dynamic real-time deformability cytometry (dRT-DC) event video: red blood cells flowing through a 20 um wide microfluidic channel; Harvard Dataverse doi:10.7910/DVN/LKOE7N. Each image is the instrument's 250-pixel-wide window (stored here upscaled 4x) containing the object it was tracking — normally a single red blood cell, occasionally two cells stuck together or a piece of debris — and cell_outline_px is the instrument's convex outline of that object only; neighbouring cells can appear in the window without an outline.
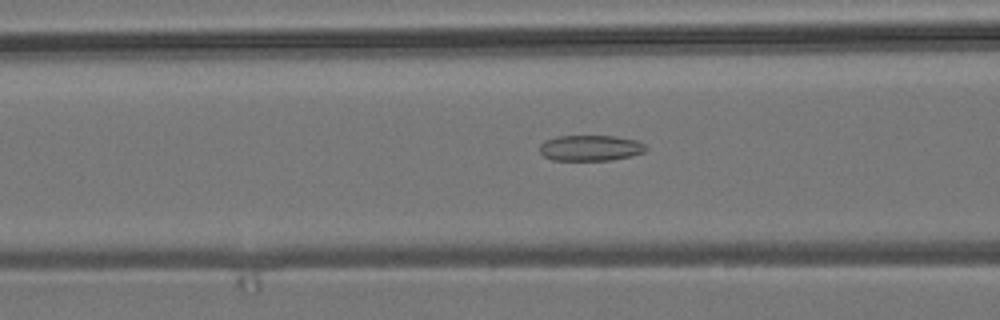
{"species": "common noctule bat (a hibernating species)", "species_latin": "Nyctalus noctula", "temperature_condition": "room temperature", "stored_images_in_passage": 42, "camera_frame_rate_fps": 3000, "um_per_image_px": 0.085, "animal": {"sex": "male", "body_mass_g": 19.2, "forearm_length_mm": 51.8}, "frame": {"image": 1, "passage_image": 10, "time_ms": 3.0, "image_size_px": [1000, 320], "cell_outline_px": [[648, 148], [644, 152], [632, 156], [612, 160], [552, 160], [544, 156], [540, 152], [540, 144], [544, 140], [556, 136], [616, 136], [636, 140], [644, 144]], "centroid_in_image_um": [50.19, 12.58], "position_along_channel_um": 116.4, "area_um2": 16.07}}
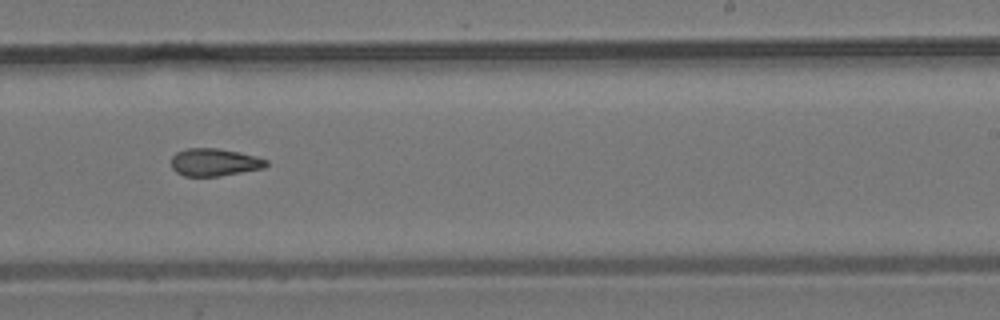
{"frame": {"image": 2, "passage_image": 22, "time_ms": 7.0, "image_size_px": [1000, 320], "cell_outline_px": [[268, 164], [264, 168], [220, 176], [184, 176], [176, 172], [172, 168], [172, 156], [176, 152], [188, 148], [216, 148], [256, 156], [268, 160]], "centroid_in_image_um": [18.22, 13.8], "position_along_channel_um": 270.8, "area_um2": 15.2}}
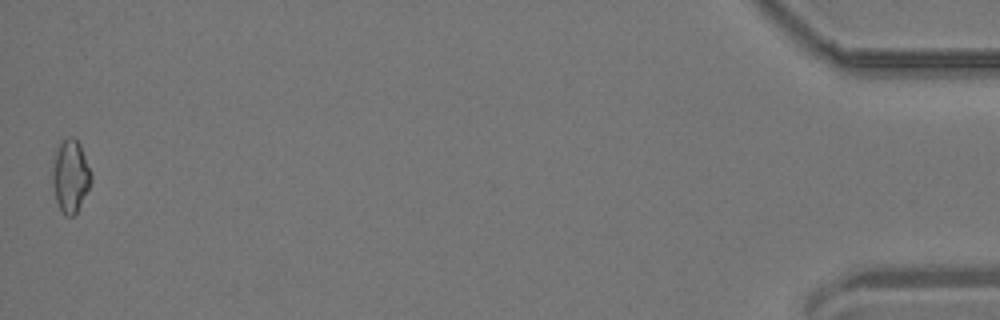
{"frame": {"image": 3, "passage_image": 42, "time_ms": 13.667, "image_size_px": [1000, 320], "cell_outline_px": [[92, 180], [76, 212], [72, 216], [64, 216], [56, 200], [52, 184], [52, 152], [60, 140], [68, 136], [72, 136], [80, 144], [92, 176]], "centroid_in_image_um": [5.93, 14.89], "position_along_channel_um": 429.3, "area_um2": 16.59}, "authors_computed_cell_mechanics": {"area_um2": 15.6349, "velocity_mm_per_s": 3.8563, "shape_relaxation_time_tau1_ms": null, "shape_relaxation_time_tau2_ms": 3.7858, "deformation_change_tau1": null, "deformation_change_tau2": 0.1086}}